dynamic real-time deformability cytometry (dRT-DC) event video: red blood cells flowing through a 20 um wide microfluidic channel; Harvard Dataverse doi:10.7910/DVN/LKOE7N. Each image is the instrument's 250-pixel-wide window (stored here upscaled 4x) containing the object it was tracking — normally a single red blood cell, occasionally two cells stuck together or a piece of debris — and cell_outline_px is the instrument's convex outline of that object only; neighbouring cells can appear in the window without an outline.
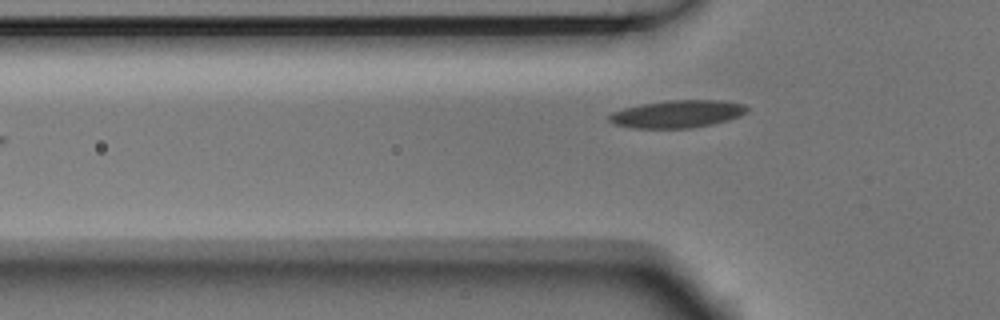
{"species": "Egyptian fruit bat (a non-hibernating species)", "species_latin": "Rousettus aegyptiacus", "temperature_condition": "room temperature", "stored_images_in_passage": 7, "camera_frame_rate_fps": 3000, "um_per_image_px": 0.085, "animal": {"sex": "male"}, "frame": {"image": 1, "passage_image": 7, "time_ms": 2.0, "image_size_px": [1000, 320], "cell_outline_px": [[748, 112], [740, 116], [728, 120], [712, 124], [692, 128], [632, 128], [616, 124], [608, 120], [608, 116], [612, 112], [624, 108], [640, 104], [668, 100], [724, 100], [744, 104], [748, 108]], "centroid_in_image_um": [57.6, 9.68], "position_along_channel_um": 68.2, "area_um2": 22.25}}